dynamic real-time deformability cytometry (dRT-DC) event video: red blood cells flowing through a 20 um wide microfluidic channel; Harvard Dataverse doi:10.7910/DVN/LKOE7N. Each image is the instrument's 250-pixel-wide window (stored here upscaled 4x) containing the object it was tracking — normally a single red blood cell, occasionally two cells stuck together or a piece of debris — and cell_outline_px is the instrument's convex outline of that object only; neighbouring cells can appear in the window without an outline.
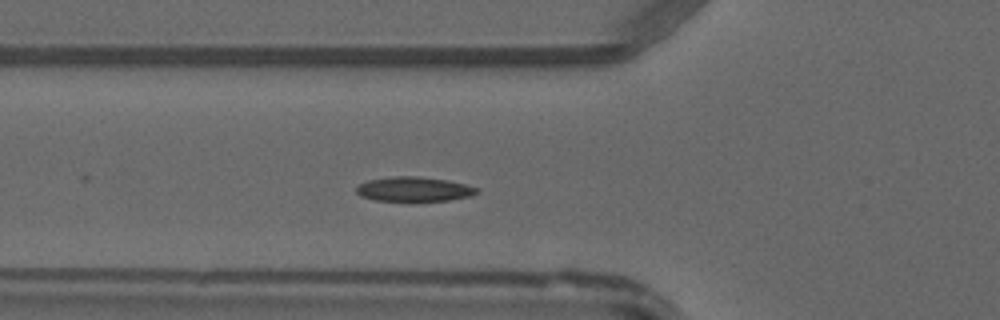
{"species": "common noctule bat (a hibernating species)", "species_latin": "Nyctalus noctula", "temperature_condition": "warm", "stored_images_in_passage": 39, "camera_frame_rate_fps": 3000, "um_per_image_px": 0.085, "animal": {"sex": "male", "forearm_length_mm": 52.5}, "frame": {"image": 1, "passage_image": 12, "time_ms": 3.667, "image_size_px": [1000, 320], "cell_outline_px": [[480, 192], [472, 196], [448, 200], [376, 200], [360, 196], [356, 192], [356, 188], [360, 184], [368, 180], [392, 176], [420, 176], [448, 180], [480, 188]], "centroid_in_image_um": [35.23, 16.06], "position_along_channel_um": 90.6, "area_um2": 17.17}}
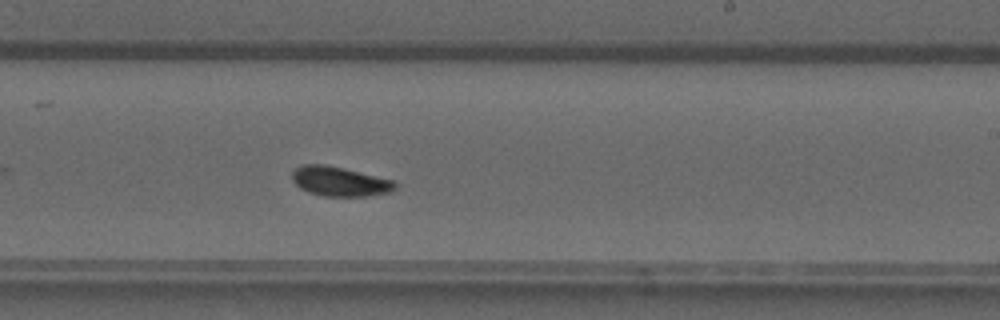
{"frame": {"image": 2, "passage_image": 24, "time_ms": 7.667, "image_size_px": [1000, 320], "cell_outline_px": [[396, 188], [392, 192], [368, 196], [324, 196], [308, 192], [300, 188], [292, 180], [292, 172], [300, 164], [324, 164], [344, 168], [392, 180], [396, 184]], "centroid_in_image_um": [28.85, 15.42], "position_along_channel_um": 260.1, "area_um2": 17.74}}
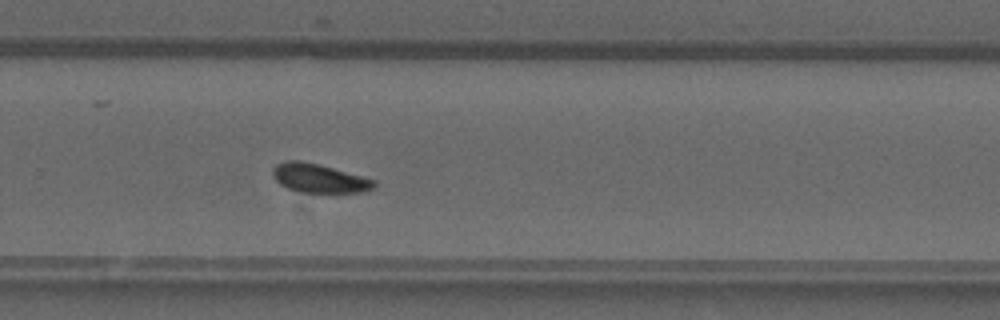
{"frame": {"image": 3, "passage_image": 27, "time_ms": 8.667, "image_size_px": [1000, 320], "cell_outline_px": [[376, 188], [364, 192], [300, 192], [288, 188], [280, 184], [272, 176], [272, 168], [276, 164], [288, 160], [300, 160], [320, 164], [376, 180]], "centroid_in_image_um": [27.13, 15.14], "position_along_channel_um": 302.7, "area_um2": 17.17}}